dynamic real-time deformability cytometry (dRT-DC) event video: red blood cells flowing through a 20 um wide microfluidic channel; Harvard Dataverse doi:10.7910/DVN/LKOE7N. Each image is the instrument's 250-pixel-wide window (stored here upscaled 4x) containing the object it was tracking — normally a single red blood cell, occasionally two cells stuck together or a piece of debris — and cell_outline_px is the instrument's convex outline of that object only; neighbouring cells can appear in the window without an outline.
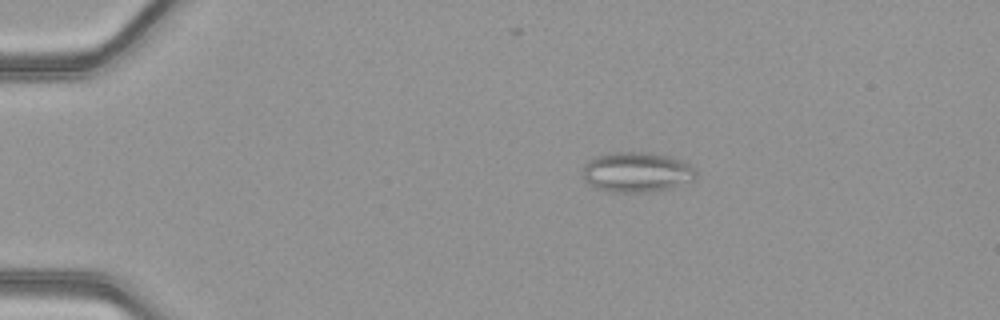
{"species": "common noctule bat (a hibernating species)", "species_latin": "Nyctalus noctula", "temperature_condition": "warm", "stored_images_in_passage": 51, "camera_frame_rate_fps": 3000, "um_per_image_px": 0.085, "animal": {"sex": "female", "body_mass_g": 21.9}, "frame": {"image": 1, "passage_image": 11, "time_ms": 3.333, "image_size_px": [1000, 320], "cell_outline_px": [[696, 180], [668, 188], [644, 192], [612, 192], [596, 188], [588, 184], [584, 180], [584, 164], [588, 160], [596, 156], [612, 152], [652, 152], [672, 156], [684, 160], [696, 168]], "centroid_in_image_um": [54.16, 14.61], "position_along_channel_um": 30.8, "area_um2": 26.82}}
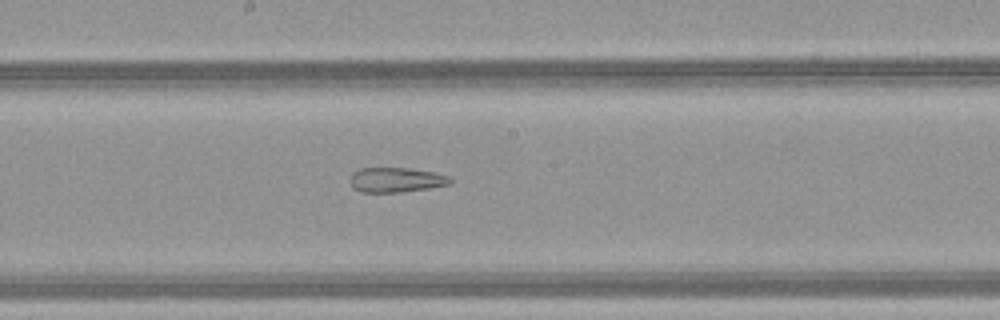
{"frame": {"image": 2, "passage_image": 29, "time_ms": 9.333, "image_size_px": [1000, 320], "cell_outline_px": [[452, 184], [428, 188], [400, 192], [360, 192], [352, 188], [348, 180], [352, 172], [360, 168], [408, 168], [436, 172], [448, 176], [452, 180]], "centroid_in_image_um": [33.63, 15.28], "position_along_channel_um": 214.6, "area_um2": 14.68}}
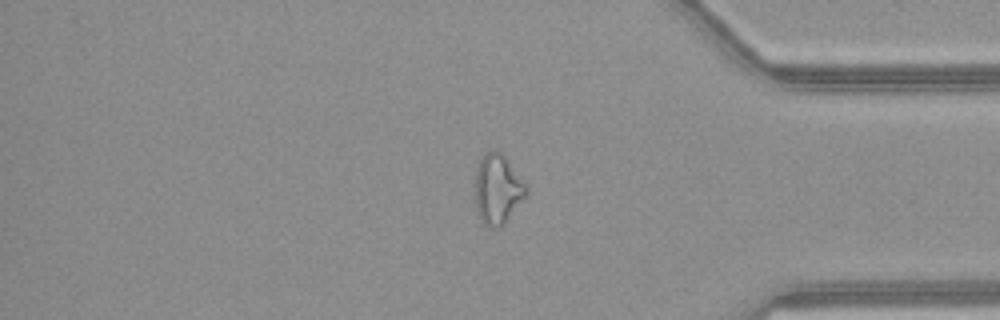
{"frame": {"image": 3, "passage_image": 43, "time_ms": 14.0, "image_size_px": [1000, 320], "cell_outline_px": [[528, 196], [504, 224], [496, 228], [492, 228], [484, 224], [480, 220], [476, 208], [476, 168], [484, 152], [492, 148], [500, 152], [508, 160], [528, 188]], "centroid_in_image_um": [42.31, 16.08], "position_along_channel_um": 392.9, "area_um2": 20.98}, "authors_computed_cell_mechanics": {"area_um2": 23.409, "velocity_mm_per_s": 4.2083, "shape_relaxation_time_tau1_ms": null, "shape_relaxation_time_tau2_ms": 4.3202, "deformation_change_tau1": null, "deformation_change_tau2": 0.1651}}